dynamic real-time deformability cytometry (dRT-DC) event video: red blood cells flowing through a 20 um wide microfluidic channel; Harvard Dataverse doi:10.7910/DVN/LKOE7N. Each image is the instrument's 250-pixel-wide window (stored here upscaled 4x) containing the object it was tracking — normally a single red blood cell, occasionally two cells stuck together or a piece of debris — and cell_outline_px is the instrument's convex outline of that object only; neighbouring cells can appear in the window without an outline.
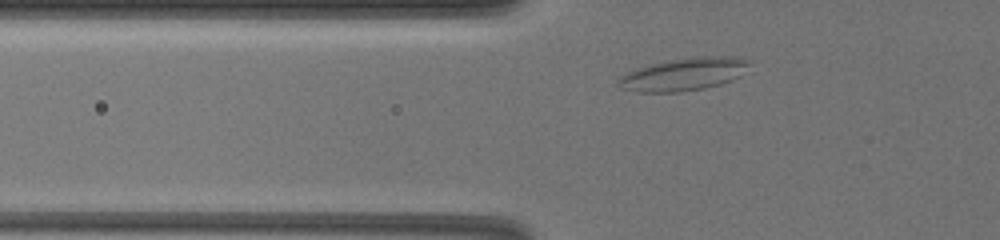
{"species": "common noctule bat (a hibernating species)", "species_latin": "Nyctalus noctula", "temperature_condition": "warm", "stored_images_in_passage": 10, "camera_frame_rate_fps": 3000, "um_per_image_px": 0.085, "animal": {"sex": "female", "body_mass_g": 19.5, "forearm_length_mm": 54.1}, "frame": {"image": 1, "passage_image": 4, "time_ms": 0.667, "image_size_px": [1000, 240], "cell_outline_px": [[752, 60], [740, 76], [732, 80], [720, 84], [704, 88], [680, 92], [636, 92], [620, 88], [616, 80], [620, 76], [636, 68], [648, 64], [668, 60], [704, 56], [736, 56]], "centroid_in_image_um": [58.11, 6.31], "position_along_channel_um": 67.7, "area_um2": 25.14}}